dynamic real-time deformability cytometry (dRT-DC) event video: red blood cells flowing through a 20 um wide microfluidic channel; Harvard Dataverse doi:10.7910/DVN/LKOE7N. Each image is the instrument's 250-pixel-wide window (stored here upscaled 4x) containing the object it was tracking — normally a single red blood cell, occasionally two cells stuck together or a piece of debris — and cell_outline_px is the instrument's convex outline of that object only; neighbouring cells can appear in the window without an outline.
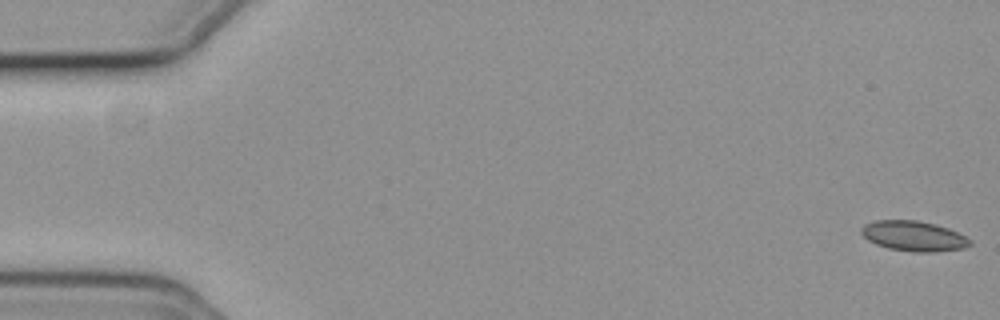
{"species": "common noctule bat (a hibernating species)", "species_latin": "Nyctalus noctula", "temperature_condition": "cold", "stored_images_in_passage": 57, "camera_frame_rate_fps": 3000, "um_per_image_px": 0.085, "animal": {"sex": "female", "body_mass_g": 19.3, "forearm_length_mm": 54.1}, "frame": {"image": 1, "passage_image": 1, "time_ms": 0.0, "image_size_px": [1000, 320], "cell_outline_px": [[972, 244], [964, 248], [936, 252], [912, 252], [888, 248], [876, 244], [868, 240], [860, 232], [860, 228], [864, 224], [876, 220], [916, 220], [936, 224], [948, 228], [972, 240]], "centroid_in_image_um": [77.66, 20.06], "position_along_channel_um": 7.3, "area_um2": 19.19}}
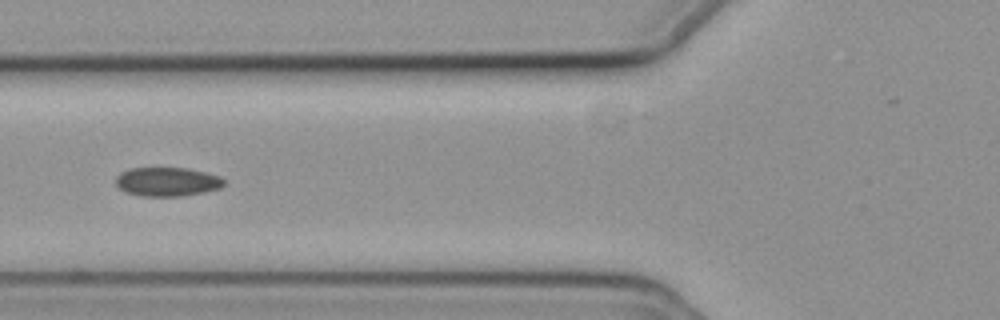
{"frame": {"image": 2, "passage_image": 22, "time_ms": 7.0, "image_size_px": [1000, 320], "cell_outline_px": [[224, 184], [220, 188], [204, 192], [184, 196], [140, 196], [124, 192], [116, 184], [116, 176], [120, 172], [132, 168], [188, 168], [208, 172], [220, 176], [224, 180]], "centroid_in_image_um": [14.22, 15.45], "position_along_channel_um": 111.6, "area_um2": 18.44}}
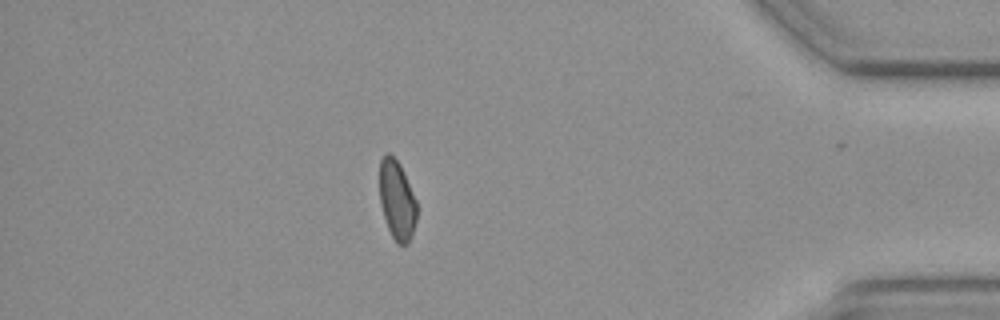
{"frame": {"image": 3, "passage_image": 49, "time_ms": 16.0, "image_size_px": [1000, 320], "cell_outline_px": [[416, 220], [412, 236], [408, 244], [396, 244], [388, 228], [380, 204], [380, 160], [388, 152], [400, 164], [404, 172], [416, 200]], "centroid_in_image_um": [33.74, 17.03], "position_along_channel_um": 401.5, "area_um2": 17.11}}